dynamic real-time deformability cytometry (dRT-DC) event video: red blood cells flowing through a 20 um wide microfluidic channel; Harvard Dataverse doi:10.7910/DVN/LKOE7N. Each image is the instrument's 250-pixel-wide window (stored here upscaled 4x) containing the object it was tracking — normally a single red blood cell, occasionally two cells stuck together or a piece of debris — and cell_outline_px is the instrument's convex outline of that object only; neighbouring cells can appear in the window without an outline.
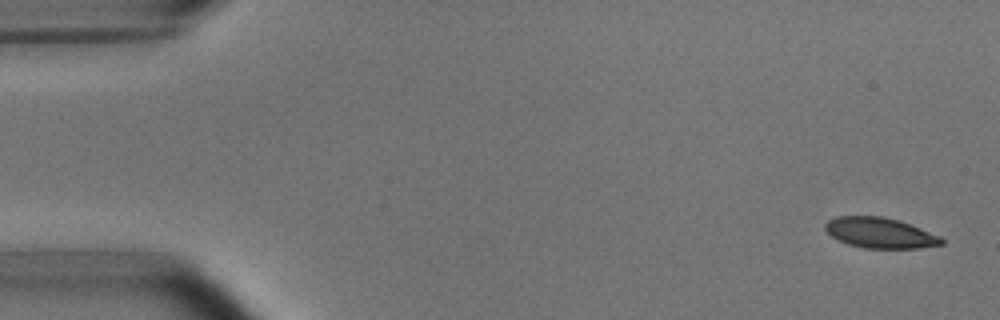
{"species": "common noctule bat (a hibernating species)", "species_latin": "Nyctalus noctula", "temperature_condition": "room temperature", "stored_images_in_passage": 53, "camera_frame_rate_fps": 3000, "um_per_image_px": 0.085, "animal": {"sex": "male", "body_mass_g": 15.6}, "frame": {"image": 1, "passage_image": 2, "time_ms": 0.333, "image_size_px": [1000, 320], "cell_outline_px": [[944, 244], [920, 248], [864, 248], [848, 244], [832, 236], [824, 228], [824, 224], [828, 220], [836, 216], [884, 216], [900, 220], [940, 236], [944, 240]], "centroid_in_image_um": [74.81, 19.78], "position_along_channel_um": 10.2, "area_um2": 20.69}}
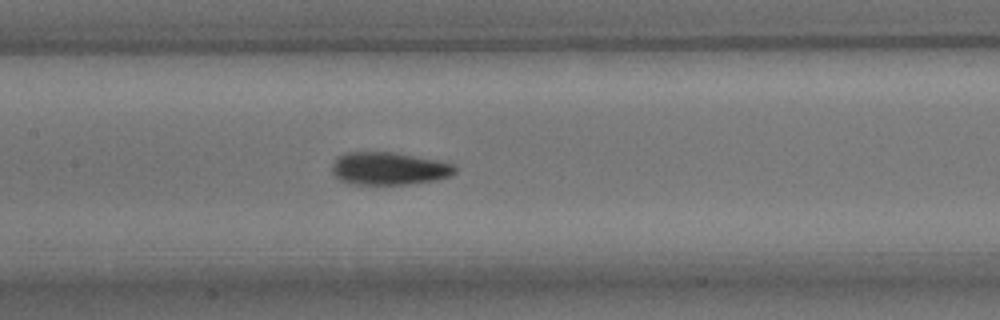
{"frame": {"image": 2, "passage_image": 25, "time_ms": 8.0, "image_size_px": [1000, 320], "cell_outline_px": [[456, 172], [448, 176], [436, 180], [408, 184], [352, 184], [340, 180], [332, 172], [332, 164], [336, 156], [344, 152], [396, 152], [440, 160], [456, 164]], "centroid_in_image_um": [33.06, 14.31], "position_along_channel_um": 174.3, "area_um2": 23.76}}
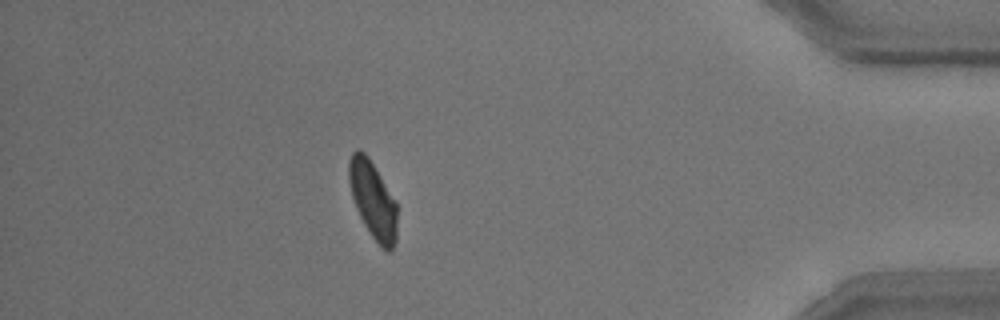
{"frame": {"image": 3, "passage_image": 47, "time_ms": 15.333, "image_size_px": [1000, 320], "cell_outline_px": [[396, 240], [392, 248], [388, 252], [372, 236], [364, 224], [356, 208], [352, 196], [348, 176], [348, 164], [352, 152], [356, 148], [364, 152], [368, 156], [396, 200]], "centroid_in_image_um": [31.69, 16.94], "position_along_channel_um": 403.5, "area_um2": 21.44}, "authors_computed_cell_mechanics": {"area_um2": 22.253, "velocity_mm_per_s": 3.7442, "shape_relaxation_time_tau1_ms": 3.8833, "shape_relaxation_time_tau2_ms": 2.5575, "deformation_change_tau1": 0.1287, "deformation_change_tau2": 0.0755}}